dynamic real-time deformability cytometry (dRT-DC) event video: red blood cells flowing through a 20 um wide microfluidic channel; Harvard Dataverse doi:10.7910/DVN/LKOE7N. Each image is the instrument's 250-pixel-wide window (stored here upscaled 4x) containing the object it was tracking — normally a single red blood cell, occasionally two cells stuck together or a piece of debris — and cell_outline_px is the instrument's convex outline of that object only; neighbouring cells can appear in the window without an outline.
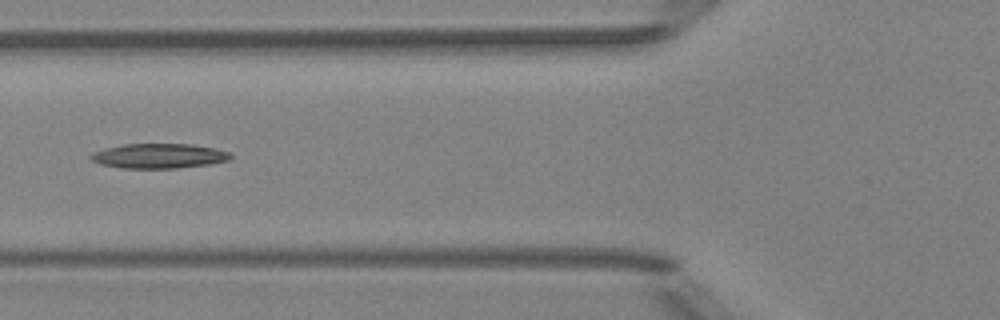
{"species": "Egyptian fruit bat (a non-hibernating species)", "species_latin": "Rousettus aegyptiacus", "temperature_condition": "room temperature", "stored_images_in_passage": 6, "camera_frame_rate_fps": 3000, "um_per_image_px": 0.085, "animal": {"sex": "female"}, "frame": {"image": 1, "passage_image": 5, "time_ms": 5.667, "image_size_px": [1000, 320], "cell_outline_px": [[232, 156], [228, 160], [208, 164], [176, 168], [124, 168], [100, 164], [92, 160], [88, 156], [96, 152], [108, 148], [124, 144], [192, 144], [216, 148], [228, 152]], "centroid_in_image_um": [13.53, 13.25], "position_along_channel_um": 112.3, "area_um2": 19.88}}
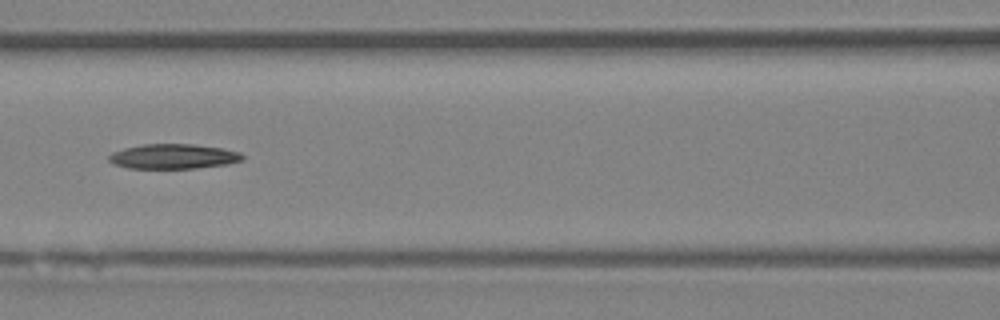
{"frame": {"image": 2, "passage_image": 6, "time_ms": 6.667, "image_size_px": [1000, 320], "cell_outline_px": [[244, 156], [240, 160], [228, 164], [196, 168], [128, 168], [112, 164], [108, 160], [108, 156], [112, 152], [124, 148], [140, 144], [192, 144], [224, 148], [240, 152]], "centroid_in_image_um": [14.7, 13.29], "position_along_channel_um": 151.9, "area_um2": 19.42}}